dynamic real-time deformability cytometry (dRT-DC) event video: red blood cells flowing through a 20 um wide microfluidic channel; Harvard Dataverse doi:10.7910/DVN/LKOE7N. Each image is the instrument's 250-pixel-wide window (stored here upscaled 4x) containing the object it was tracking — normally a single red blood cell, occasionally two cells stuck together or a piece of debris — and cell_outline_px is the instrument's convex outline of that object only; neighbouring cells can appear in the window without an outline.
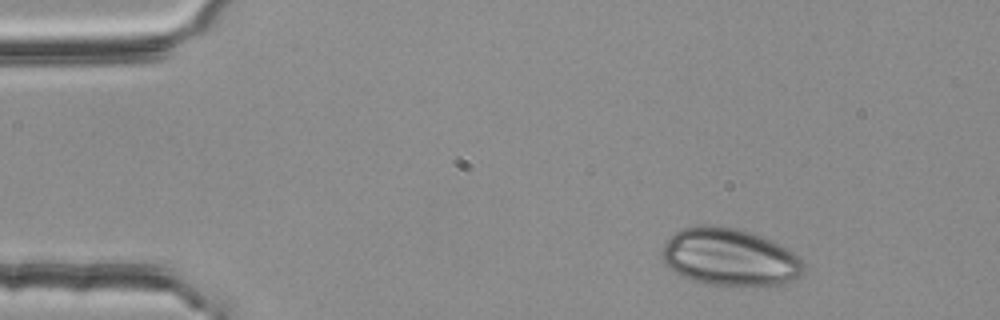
{"species": "common noctule bat (a hibernating species)", "species_latin": "Nyctalus noctula", "temperature_condition": "room temperature", "stored_images_in_passage": 3, "camera_frame_rate_fps": 3000, "um_per_image_px": 0.085, "animal": {"sex": "female", "body_mass_g": 25.1}, "frame": {"image": 1, "passage_image": 1, "time_ms": 0.0, "image_size_px": [1000, 320], "cell_outline_px": [[804, 272], [800, 276], [788, 284], [764, 288], [704, 284], [680, 276], [668, 268], [664, 264], [660, 252], [664, 244], [676, 232], [684, 228], [696, 224], [704, 224], [736, 228], [752, 232], [772, 240], [788, 248], [800, 256], [804, 264]], "centroid_in_image_um": [62.07, 21.9], "position_along_channel_um": 22.9, "area_um2": 48.9}}